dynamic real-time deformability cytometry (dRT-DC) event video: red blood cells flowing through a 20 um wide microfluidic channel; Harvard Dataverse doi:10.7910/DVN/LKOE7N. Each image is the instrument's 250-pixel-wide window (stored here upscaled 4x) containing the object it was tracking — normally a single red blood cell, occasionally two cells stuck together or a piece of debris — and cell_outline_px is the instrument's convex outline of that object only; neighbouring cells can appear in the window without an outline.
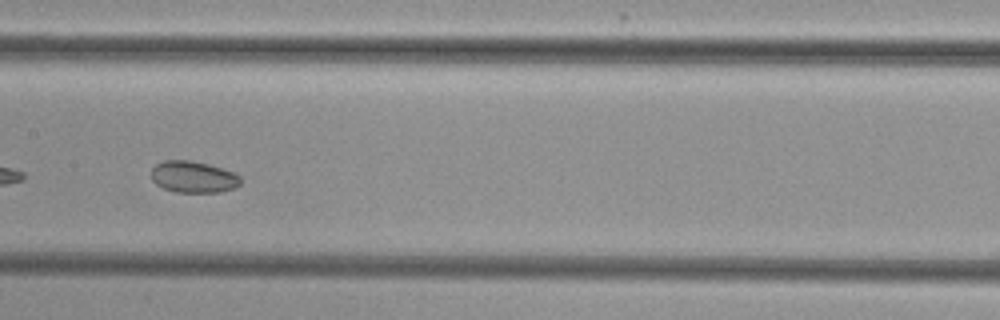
{"species": "common noctule bat (a hibernating species)", "species_latin": "Nyctalus noctula", "temperature_condition": "cold", "stored_images_in_passage": 48, "camera_frame_rate_fps": 3000, "um_per_image_px": 0.085, "animal": {"sex": "female", "body_mass_g": 29.2, "forearm_length_mm": 56.3}, "frame": {"image": 1, "passage_image": 22, "time_ms": 7.0, "image_size_px": [1000, 320], "cell_outline_px": [[240, 184], [232, 188], [220, 192], [176, 192], [164, 188], [156, 184], [152, 180], [152, 168], [156, 164], [164, 160], [188, 160], [208, 164], [232, 172], [240, 176]], "centroid_in_image_um": [16.41, 15.04], "position_along_channel_um": 191.0, "area_um2": 16.24}}
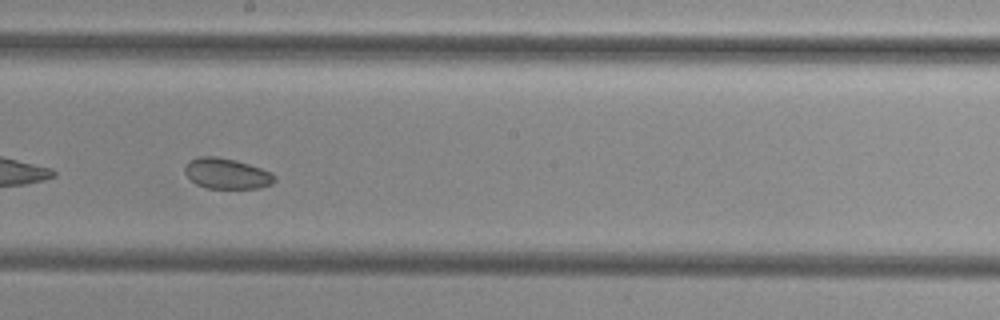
{"frame": {"image": 2, "passage_image": 25, "time_ms": 8.0, "image_size_px": [1000, 320], "cell_outline_px": [[276, 180], [272, 184], [260, 188], [208, 188], [196, 184], [184, 172], [184, 168], [192, 160], [200, 156], [216, 156], [236, 160], [272, 172], [276, 176]], "centroid_in_image_um": [19.31, 14.76], "position_along_channel_um": 228.9, "area_um2": 15.9}}
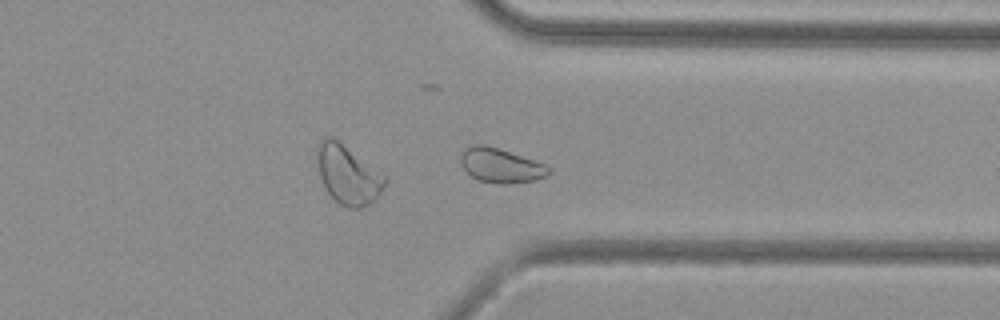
{"frame": {"image": 3, "passage_image": 36, "time_ms": 11.667, "image_size_px": [1000, 320], "cell_outline_px": [[552, 172], [548, 176], [536, 180], [508, 184], [500, 184], [476, 180], [460, 164], [460, 156], [464, 148], [472, 144], [484, 144], [544, 164], [552, 168]], "centroid_in_image_um": [42.56, 14.08], "position_along_channel_um": 368.8, "area_um2": 17.69}, "authors_computed_cell_mechanics": {"area_um2": 17.9758, "velocity_mm_per_s": 3.8111, "shape_relaxation_time_tau1_ms": null, "shape_relaxation_time_tau2_ms": 3.3341, "deformation_change_tau1": null, "deformation_change_tau2": 0.0488}}